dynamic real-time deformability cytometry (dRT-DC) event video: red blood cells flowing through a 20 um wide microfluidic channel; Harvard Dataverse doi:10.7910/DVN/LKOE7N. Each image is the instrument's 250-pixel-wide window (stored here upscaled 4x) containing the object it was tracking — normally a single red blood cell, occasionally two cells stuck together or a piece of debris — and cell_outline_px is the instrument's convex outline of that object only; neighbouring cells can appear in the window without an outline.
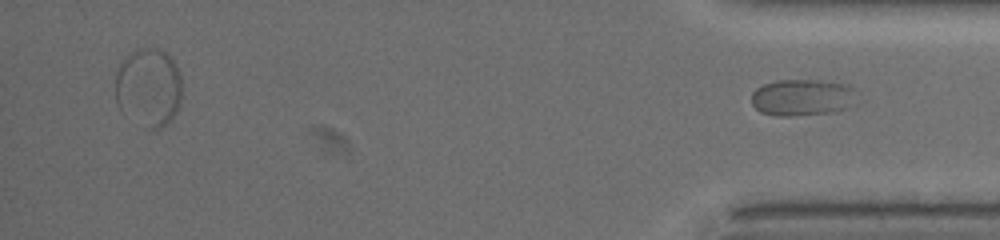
{"species": "common noctule bat (a hibernating species)", "species_latin": "Nyctalus noctula", "temperature_condition": "warm", "stored_images_in_passage": 26, "segment_of_instrument_passage": [2, 2], "camera_frame_rate_fps": 3000, "um_per_image_px": 0.085, "animal": {"sex": "female", "body_mass_g": 19.5, "forearm_length_mm": 54.1}, "frame": {"image": 1, "passage_image": 26, "time_ms": 18.333, "image_size_px": [1000, 240], "cell_outline_px": [[852, 88], [844, 108], [828, 112], [788, 116], [776, 116], [760, 112], [752, 104], [752, 92], [756, 88], [764, 84], [776, 80], [816, 80], [848, 84]], "centroid_in_image_um": [68.01, 8.27], "position_along_channel_um": 367.2, "area_um2": 21.56}}